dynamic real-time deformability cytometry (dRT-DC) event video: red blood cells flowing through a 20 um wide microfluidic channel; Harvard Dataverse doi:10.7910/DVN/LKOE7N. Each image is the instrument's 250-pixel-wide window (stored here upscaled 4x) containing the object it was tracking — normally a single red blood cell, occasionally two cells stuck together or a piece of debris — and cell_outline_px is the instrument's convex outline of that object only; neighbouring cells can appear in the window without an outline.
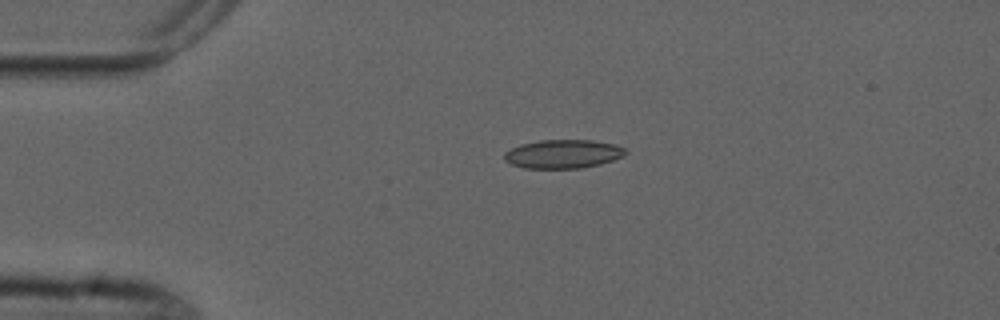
{"species": "common noctule bat (a hibernating species)", "species_latin": "Nyctalus noctula", "temperature_condition": "cold", "stored_images_in_passage": 2, "camera_frame_rate_fps": 3000, "um_per_image_px": 0.085, "animal": {"sex": "male", "forearm_length_mm": 52.5}, "frame": {"image": 1, "passage_image": 1, "time_ms": 0.0, "image_size_px": [1000, 320], "cell_outline_px": [[628, 152], [624, 156], [600, 164], [580, 168], [524, 168], [512, 164], [504, 160], [504, 152], [520, 144], [540, 140], [592, 140], [616, 144], [624, 148]], "centroid_in_image_um": [47.87, 13.08], "position_along_channel_um": 37.1, "area_um2": 20.29}}